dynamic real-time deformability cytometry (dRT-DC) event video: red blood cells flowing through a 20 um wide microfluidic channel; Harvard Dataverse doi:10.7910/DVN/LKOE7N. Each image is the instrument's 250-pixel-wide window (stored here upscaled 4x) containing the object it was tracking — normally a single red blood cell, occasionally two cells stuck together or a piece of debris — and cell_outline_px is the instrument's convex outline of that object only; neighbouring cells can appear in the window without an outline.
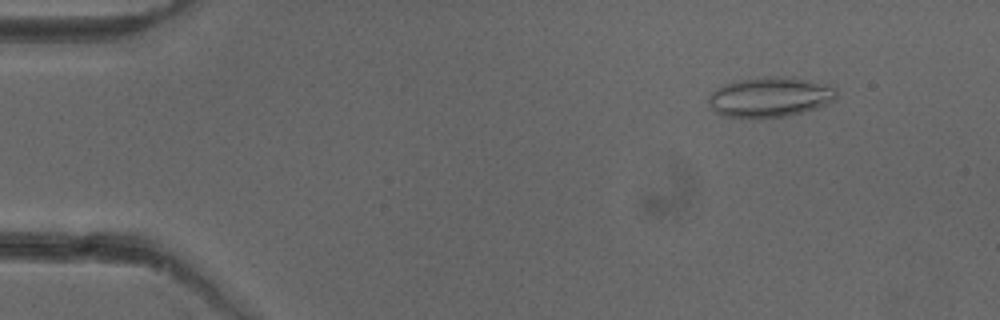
{"species": "common noctule bat (a hibernating species)", "species_latin": "Nyctalus noctula", "temperature_condition": "cold", "stored_images_in_passage": 51, "camera_frame_rate_fps": 3000, "um_per_image_px": 0.085, "animal": {"sex": "female"}, "frame": {"image": 1, "passage_image": 6, "time_ms": 1.667, "image_size_px": [1000, 320], "cell_outline_px": [[836, 100], [816, 108], [804, 112], [788, 116], [752, 120], [724, 116], [716, 112], [712, 108], [708, 100], [708, 96], [716, 88], [724, 84], [736, 80], [764, 76], [792, 76], [832, 84], [836, 88]], "centroid_in_image_um": [65.47, 8.25], "position_along_channel_um": 19.5, "area_um2": 30.92}}
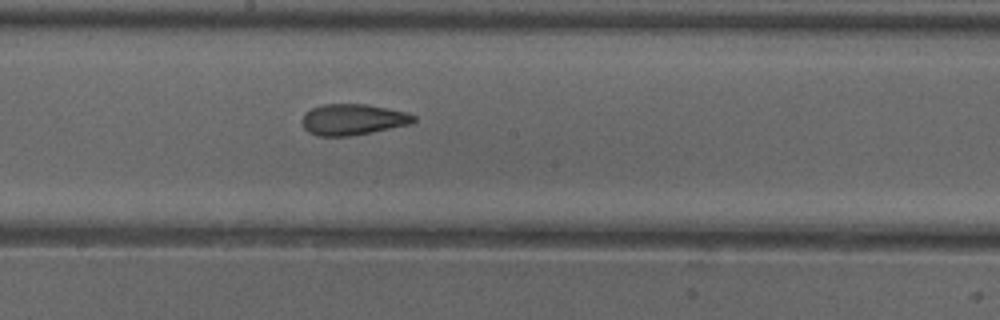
{"frame": {"image": 2, "passage_image": 28, "time_ms": 9.0, "image_size_px": [1000, 320], "cell_outline_px": [[416, 120], [408, 124], [372, 132], [348, 136], [316, 136], [308, 132], [304, 128], [300, 120], [304, 112], [312, 108], [324, 104], [368, 104], [408, 112], [416, 116]], "centroid_in_image_um": [29.95, 10.15], "position_along_channel_um": 218.2, "area_um2": 20.35}}
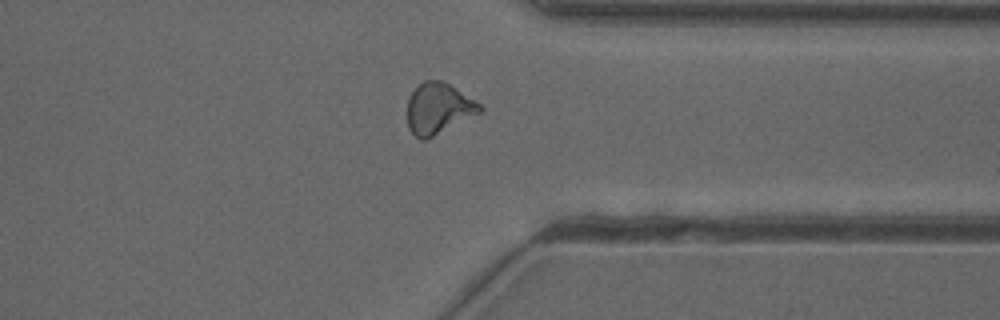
{"frame": {"image": 3, "passage_image": 40, "time_ms": 13.0, "image_size_px": [1000, 320], "cell_outline_px": [[484, 108], [480, 112], [424, 140], [420, 140], [408, 128], [408, 96], [424, 80], [440, 80], [448, 84], [480, 104]], "centroid_in_image_um": [37.23, 9.21], "position_along_channel_um": 374.2, "area_um2": 20.87}, "authors_computed_cell_mechanics": {"area_um2": 21.0392, "velocity_mm_per_s": 3.9799, "shape_relaxation_time_tau1_ms": null, "shape_relaxation_time_tau2_ms": 1.7599, "deformation_change_tau1": null, "deformation_change_tau2": 0.0824}}